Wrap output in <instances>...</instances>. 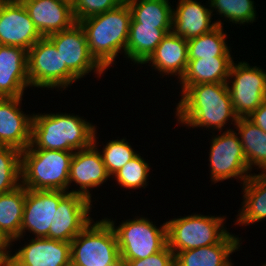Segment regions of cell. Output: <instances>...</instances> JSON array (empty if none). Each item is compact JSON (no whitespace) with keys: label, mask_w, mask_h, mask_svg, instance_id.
Here are the masks:
<instances>
[{"label":"cell","mask_w":266,"mask_h":266,"mask_svg":"<svg viewBox=\"0 0 266 266\" xmlns=\"http://www.w3.org/2000/svg\"><path fill=\"white\" fill-rule=\"evenodd\" d=\"M181 87L182 98L177 104L176 116L182 125L220 131L231 119L235 126L239 117L234 112L227 83Z\"/></svg>","instance_id":"cell-1"},{"label":"cell","mask_w":266,"mask_h":266,"mask_svg":"<svg viewBox=\"0 0 266 266\" xmlns=\"http://www.w3.org/2000/svg\"><path fill=\"white\" fill-rule=\"evenodd\" d=\"M31 143L27 149L78 151L93 144L96 128L79 116L34 114Z\"/></svg>","instance_id":"cell-2"},{"label":"cell","mask_w":266,"mask_h":266,"mask_svg":"<svg viewBox=\"0 0 266 266\" xmlns=\"http://www.w3.org/2000/svg\"><path fill=\"white\" fill-rule=\"evenodd\" d=\"M131 11L126 1L102 14L78 22L84 30L91 55L106 70L120 50L126 55Z\"/></svg>","instance_id":"cell-3"},{"label":"cell","mask_w":266,"mask_h":266,"mask_svg":"<svg viewBox=\"0 0 266 266\" xmlns=\"http://www.w3.org/2000/svg\"><path fill=\"white\" fill-rule=\"evenodd\" d=\"M74 152L48 149L21 151V180L31 190H68Z\"/></svg>","instance_id":"cell-4"},{"label":"cell","mask_w":266,"mask_h":266,"mask_svg":"<svg viewBox=\"0 0 266 266\" xmlns=\"http://www.w3.org/2000/svg\"><path fill=\"white\" fill-rule=\"evenodd\" d=\"M70 243L71 266H118L121 263L116 234L106 219L91 221Z\"/></svg>","instance_id":"cell-5"},{"label":"cell","mask_w":266,"mask_h":266,"mask_svg":"<svg viewBox=\"0 0 266 266\" xmlns=\"http://www.w3.org/2000/svg\"><path fill=\"white\" fill-rule=\"evenodd\" d=\"M223 217L194 214L166 221L167 246L177 252L219 243L229 232Z\"/></svg>","instance_id":"cell-6"},{"label":"cell","mask_w":266,"mask_h":266,"mask_svg":"<svg viewBox=\"0 0 266 266\" xmlns=\"http://www.w3.org/2000/svg\"><path fill=\"white\" fill-rule=\"evenodd\" d=\"M114 229L121 260L144 259L167 246L166 222L157 228L147 218L126 220L118 227L106 219Z\"/></svg>","instance_id":"cell-7"},{"label":"cell","mask_w":266,"mask_h":266,"mask_svg":"<svg viewBox=\"0 0 266 266\" xmlns=\"http://www.w3.org/2000/svg\"><path fill=\"white\" fill-rule=\"evenodd\" d=\"M27 73L30 86L38 88L66 89L78 79L63 64L60 53L48 37H42L27 51Z\"/></svg>","instance_id":"cell-8"},{"label":"cell","mask_w":266,"mask_h":266,"mask_svg":"<svg viewBox=\"0 0 266 266\" xmlns=\"http://www.w3.org/2000/svg\"><path fill=\"white\" fill-rule=\"evenodd\" d=\"M227 86L238 117H248L266 100V72L247 62H233Z\"/></svg>","instance_id":"cell-9"},{"label":"cell","mask_w":266,"mask_h":266,"mask_svg":"<svg viewBox=\"0 0 266 266\" xmlns=\"http://www.w3.org/2000/svg\"><path fill=\"white\" fill-rule=\"evenodd\" d=\"M210 147L211 181L216 183L229 178H239L244 183L252 175L240 138L234 130L227 129L222 135H216L212 138Z\"/></svg>","instance_id":"cell-10"},{"label":"cell","mask_w":266,"mask_h":266,"mask_svg":"<svg viewBox=\"0 0 266 266\" xmlns=\"http://www.w3.org/2000/svg\"><path fill=\"white\" fill-rule=\"evenodd\" d=\"M62 57L63 64L78 78H83L94 70L101 76L105 69L91 55L86 35L79 23L69 29L47 36Z\"/></svg>","instance_id":"cell-11"},{"label":"cell","mask_w":266,"mask_h":266,"mask_svg":"<svg viewBox=\"0 0 266 266\" xmlns=\"http://www.w3.org/2000/svg\"><path fill=\"white\" fill-rule=\"evenodd\" d=\"M60 190H31L26 188V198L21 224V237L28 230L35 238H48L49 228L55 221L59 202L68 194Z\"/></svg>","instance_id":"cell-12"},{"label":"cell","mask_w":266,"mask_h":266,"mask_svg":"<svg viewBox=\"0 0 266 266\" xmlns=\"http://www.w3.org/2000/svg\"><path fill=\"white\" fill-rule=\"evenodd\" d=\"M42 38L20 0L0 3V42L29 50Z\"/></svg>","instance_id":"cell-13"},{"label":"cell","mask_w":266,"mask_h":266,"mask_svg":"<svg viewBox=\"0 0 266 266\" xmlns=\"http://www.w3.org/2000/svg\"><path fill=\"white\" fill-rule=\"evenodd\" d=\"M91 201L83 195L68 193L58 204L49 239L71 242L92 220ZM91 218V219H90Z\"/></svg>","instance_id":"cell-14"},{"label":"cell","mask_w":266,"mask_h":266,"mask_svg":"<svg viewBox=\"0 0 266 266\" xmlns=\"http://www.w3.org/2000/svg\"><path fill=\"white\" fill-rule=\"evenodd\" d=\"M95 143L96 135L91 146L74 151L68 178V187L72 182L80 186L79 190L72 189L69 193L83 195L90 201L92 198L89 189L100 186L110 177Z\"/></svg>","instance_id":"cell-15"},{"label":"cell","mask_w":266,"mask_h":266,"mask_svg":"<svg viewBox=\"0 0 266 266\" xmlns=\"http://www.w3.org/2000/svg\"><path fill=\"white\" fill-rule=\"evenodd\" d=\"M11 256V266H71V243L34 238Z\"/></svg>","instance_id":"cell-16"},{"label":"cell","mask_w":266,"mask_h":266,"mask_svg":"<svg viewBox=\"0 0 266 266\" xmlns=\"http://www.w3.org/2000/svg\"><path fill=\"white\" fill-rule=\"evenodd\" d=\"M22 97L0 98V145L25 150L31 143L33 116L20 111ZM19 106V107H18Z\"/></svg>","instance_id":"cell-17"},{"label":"cell","mask_w":266,"mask_h":266,"mask_svg":"<svg viewBox=\"0 0 266 266\" xmlns=\"http://www.w3.org/2000/svg\"><path fill=\"white\" fill-rule=\"evenodd\" d=\"M42 37L72 27L76 21L72 6L60 0H20Z\"/></svg>","instance_id":"cell-18"},{"label":"cell","mask_w":266,"mask_h":266,"mask_svg":"<svg viewBox=\"0 0 266 266\" xmlns=\"http://www.w3.org/2000/svg\"><path fill=\"white\" fill-rule=\"evenodd\" d=\"M30 86L27 50L18 46L0 47V98L22 97Z\"/></svg>","instance_id":"cell-19"},{"label":"cell","mask_w":266,"mask_h":266,"mask_svg":"<svg viewBox=\"0 0 266 266\" xmlns=\"http://www.w3.org/2000/svg\"><path fill=\"white\" fill-rule=\"evenodd\" d=\"M212 12L196 0H179L173 9L172 31L187 41L206 34L222 26L220 20L211 24Z\"/></svg>","instance_id":"cell-20"},{"label":"cell","mask_w":266,"mask_h":266,"mask_svg":"<svg viewBox=\"0 0 266 266\" xmlns=\"http://www.w3.org/2000/svg\"><path fill=\"white\" fill-rule=\"evenodd\" d=\"M188 61V41L171 31L164 36L143 64L150 62L162 74L176 75L180 80L186 71Z\"/></svg>","instance_id":"cell-21"},{"label":"cell","mask_w":266,"mask_h":266,"mask_svg":"<svg viewBox=\"0 0 266 266\" xmlns=\"http://www.w3.org/2000/svg\"><path fill=\"white\" fill-rule=\"evenodd\" d=\"M240 240L228 233L219 243L175 254L176 266H230V254L238 250Z\"/></svg>","instance_id":"cell-22"},{"label":"cell","mask_w":266,"mask_h":266,"mask_svg":"<svg viewBox=\"0 0 266 266\" xmlns=\"http://www.w3.org/2000/svg\"><path fill=\"white\" fill-rule=\"evenodd\" d=\"M232 57H213L189 60L186 71L180 79L181 86L207 83H227Z\"/></svg>","instance_id":"cell-23"},{"label":"cell","mask_w":266,"mask_h":266,"mask_svg":"<svg viewBox=\"0 0 266 266\" xmlns=\"http://www.w3.org/2000/svg\"><path fill=\"white\" fill-rule=\"evenodd\" d=\"M171 31L172 28L142 25L131 17L126 44L127 58L135 63L143 64L161 43L164 36Z\"/></svg>","instance_id":"cell-24"},{"label":"cell","mask_w":266,"mask_h":266,"mask_svg":"<svg viewBox=\"0 0 266 266\" xmlns=\"http://www.w3.org/2000/svg\"><path fill=\"white\" fill-rule=\"evenodd\" d=\"M243 204L237 224L249 225L266 218V173L251 175L243 183Z\"/></svg>","instance_id":"cell-25"},{"label":"cell","mask_w":266,"mask_h":266,"mask_svg":"<svg viewBox=\"0 0 266 266\" xmlns=\"http://www.w3.org/2000/svg\"><path fill=\"white\" fill-rule=\"evenodd\" d=\"M25 198L26 188L23 185L8 193L0 194V232L10 242L21 238Z\"/></svg>","instance_id":"cell-26"},{"label":"cell","mask_w":266,"mask_h":266,"mask_svg":"<svg viewBox=\"0 0 266 266\" xmlns=\"http://www.w3.org/2000/svg\"><path fill=\"white\" fill-rule=\"evenodd\" d=\"M235 125L249 169L255 165L266 173V133L247 117H239Z\"/></svg>","instance_id":"cell-27"},{"label":"cell","mask_w":266,"mask_h":266,"mask_svg":"<svg viewBox=\"0 0 266 266\" xmlns=\"http://www.w3.org/2000/svg\"><path fill=\"white\" fill-rule=\"evenodd\" d=\"M131 17L142 25L172 28L173 9L168 0H125Z\"/></svg>","instance_id":"cell-28"},{"label":"cell","mask_w":266,"mask_h":266,"mask_svg":"<svg viewBox=\"0 0 266 266\" xmlns=\"http://www.w3.org/2000/svg\"><path fill=\"white\" fill-rule=\"evenodd\" d=\"M222 28L223 26H217L206 34L188 40V59L231 57L225 42L226 33Z\"/></svg>","instance_id":"cell-29"},{"label":"cell","mask_w":266,"mask_h":266,"mask_svg":"<svg viewBox=\"0 0 266 266\" xmlns=\"http://www.w3.org/2000/svg\"><path fill=\"white\" fill-rule=\"evenodd\" d=\"M19 181V182H18ZM21 151L10 146L0 147V194L21 185Z\"/></svg>","instance_id":"cell-30"},{"label":"cell","mask_w":266,"mask_h":266,"mask_svg":"<svg viewBox=\"0 0 266 266\" xmlns=\"http://www.w3.org/2000/svg\"><path fill=\"white\" fill-rule=\"evenodd\" d=\"M212 9L236 24L251 23L256 19L253 0H208Z\"/></svg>","instance_id":"cell-31"},{"label":"cell","mask_w":266,"mask_h":266,"mask_svg":"<svg viewBox=\"0 0 266 266\" xmlns=\"http://www.w3.org/2000/svg\"><path fill=\"white\" fill-rule=\"evenodd\" d=\"M149 170V164L137 154L113 176L122 187L126 189H137L148 185L147 178Z\"/></svg>","instance_id":"cell-32"},{"label":"cell","mask_w":266,"mask_h":266,"mask_svg":"<svg viewBox=\"0 0 266 266\" xmlns=\"http://www.w3.org/2000/svg\"><path fill=\"white\" fill-rule=\"evenodd\" d=\"M125 141V139L111 140L102 151L101 156L110 176L117 173L127 162L137 155L130 144Z\"/></svg>","instance_id":"cell-33"},{"label":"cell","mask_w":266,"mask_h":266,"mask_svg":"<svg viewBox=\"0 0 266 266\" xmlns=\"http://www.w3.org/2000/svg\"><path fill=\"white\" fill-rule=\"evenodd\" d=\"M125 0H76L72 6L76 23L108 10L114 9Z\"/></svg>","instance_id":"cell-34"},{"label":"cell","mask_w":266,"mask_h":266,"mask_svg":"<svg viewBox=\"0 0 266 266\" xmlns=\"http://www.w3.org/2000/svg\"><path fill=\"white\" fill-rule=\"evenodd\" d=\"M122 266H173L175 254L166 246L163 250L156 252L144 259L121 260Z\"/></svg>","instance_id":"cell-35"},{"label":"cell","mask_w":266,"mask_h":266,"mask_svg":"<svg viewBox=\"0 0 266 266\" xmlns=\"http://www.w3.org/2000/svg\"><path fill=\"white\" fill-rule=\"evenodd\" d=\"M247 118L266 133V100Z\"/></svg>","instance_id":"cell-36"},{"label":"cell","mask_w":266,"mask_h":266,"mask_svg":"<svg viewBox=\"0 0 266 266\" xmlns=\"http://www.w3.org/2000/svg\"><path fill=\"white\" fill-rule=\"evenodd\" d=\"M7 249H0V266H11V254Z\"/></svg>","instance_id":"cell-37"},{"label":"cell","mask_w":266,"mask_h":266,"mask_svg":"<svg viewBox=\"0 0 266 266\" xmlns=\"http://www.w3.org/2000/svg\"><path fill=\"white\" fill-rule=\"evenodd\" d=\"M11 242L0 232V249H8Z\"/></svg>","instance_id":"cell-38"},{"label":"cell","mask_w":266,"mask_h":266,"mask_svg":"<svg viewBox=\"0 0 266 266\" xmlns=\"http://www.w3.org/2000/svg\"><path fill=\"white\" fill-rule=\"evenodd\" d=\"M60 1H63V2H65V3H68V4H70L71 6H73V4H74V2H75L76 0H60Z\"/></svg>","instance_id":"cell-39"}]
</instances>
